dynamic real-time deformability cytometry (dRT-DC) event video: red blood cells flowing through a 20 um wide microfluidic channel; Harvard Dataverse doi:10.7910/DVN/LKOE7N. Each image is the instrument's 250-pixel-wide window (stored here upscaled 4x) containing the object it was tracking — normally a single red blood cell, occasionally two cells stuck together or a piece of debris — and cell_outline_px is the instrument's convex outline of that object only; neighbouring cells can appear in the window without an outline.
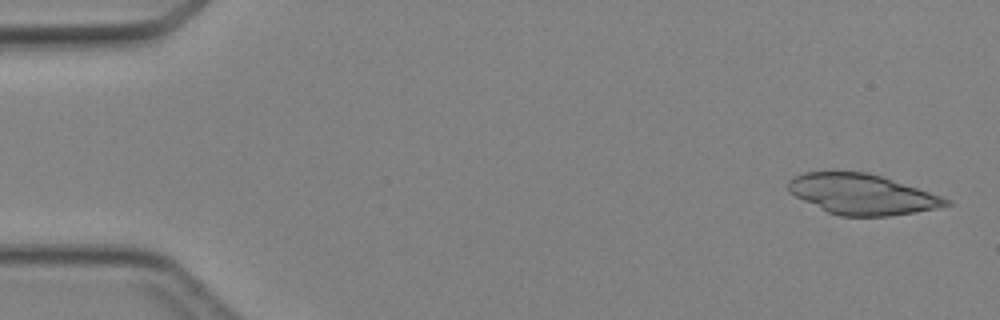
{"species": "Egyptian fruit bat (a non-hibernating species)", "species_latin": "Rousettus aegyptiacus", "temperature_condition": "cold", "stored_images_in_passage": 4, "camera_frame_rate_fps": 3000, "um_per_image_px": 0.085, "animal": {"sex": "female"}, "frame": {"image": 1, "passage_image": 1, "time_ms": 0.0, "image_size_px": [1000, 320], "cell_outline_px": [[952, 204], [940, 208], [888, 216], [840, 216], [828, 212], [788, 192], [788, 180], [804, 172], [868, 172], [952, 200]], "centroid_in_image_um": [73.27, 16.52], "position_along_channel_um": 11.7, "area_um2": 36.59}}